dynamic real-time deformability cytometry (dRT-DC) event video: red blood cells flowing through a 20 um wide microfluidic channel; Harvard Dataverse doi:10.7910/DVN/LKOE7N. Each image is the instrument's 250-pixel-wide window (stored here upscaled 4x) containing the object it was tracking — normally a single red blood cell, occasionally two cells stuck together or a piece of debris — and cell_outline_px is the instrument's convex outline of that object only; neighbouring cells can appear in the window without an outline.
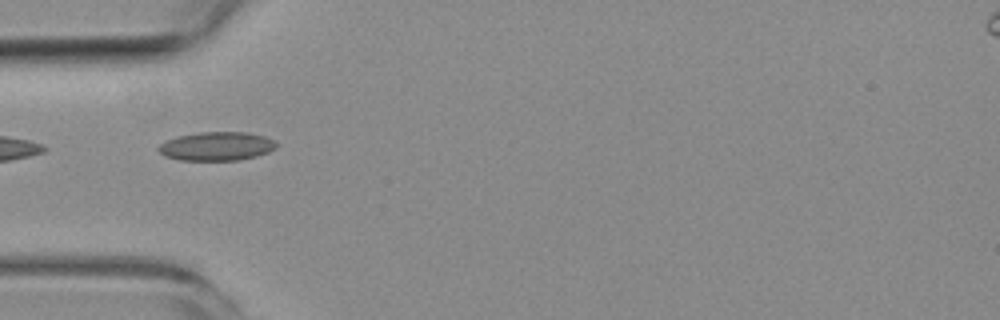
{"species": "common noctule bat (a hibernating species)", "species_latin": "Nyctalus noctula", "temperature_condition": "room temperature", "stored_images_in_passage": 6, "camera_frame_rate_fps": 3000, "um_per_image_px": 0.085, "animal": {"sex": "female", "body_mass_g": 19.3, "forearm_length_mm": 54.1}, "frame": {"image": 1, "passage_image": 5, "time_ms": 4.667, "image_size_px": [1000, 320], "cell_outline_px": [[276, 148], [268, 152], [256, 156], [240, 160], [180, 160], [164, 156], [156, 148], [160, 144], [176, 136], [200, 132], [248, 132], [264, 136], [276, 140]], "centroid_in_image_um": [18.42, 12.43], "position_along_channel_um": 66.6, "area_um2": 19.83}}
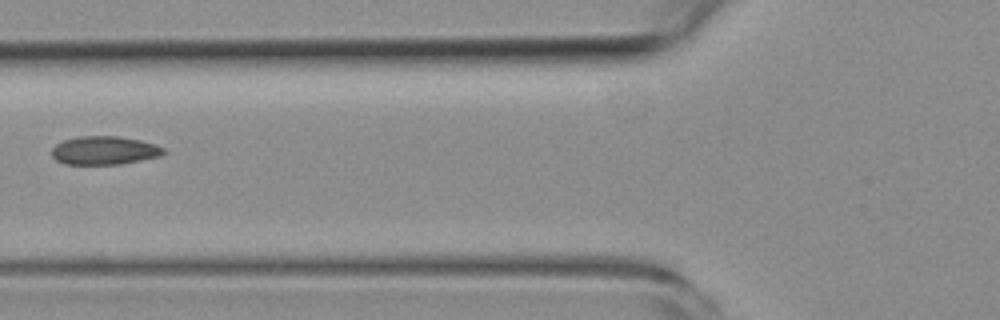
{"frame": {"image": 2, "passage_image": 6, "time_ms": 6.0, "image_size_px": [1000, 320], "cell_outline_px": [[164, 152], [160, 156], [120, 164], [64, 164], [56, 160], [52, 156], [52, 148], [56, 144], [64, 140], [80, 136], [116, 136], [140, 140], [164, 148]], "centroid_in_image_um": [8.83, 12.79], "position_along_channel_um": 117.0, "area_um2": 18.32}}